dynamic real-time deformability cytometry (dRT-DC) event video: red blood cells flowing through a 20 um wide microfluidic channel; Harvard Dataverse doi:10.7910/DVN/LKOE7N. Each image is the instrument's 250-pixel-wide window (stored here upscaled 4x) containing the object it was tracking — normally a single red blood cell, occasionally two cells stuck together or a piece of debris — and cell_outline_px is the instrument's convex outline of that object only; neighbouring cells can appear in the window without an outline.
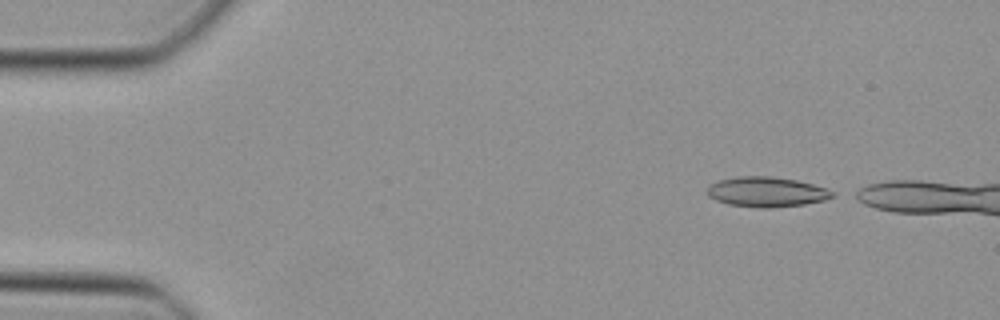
{"species": "Egyptian fruit bat (a non-hibernating species)", "species_latin": "Rousettus aegyptiacus", "temperature_condition": "cold", "stored_images_in_passage": 6, "camera_frame_rate_fps": 3000, "um_per_image_px": 0.085, "animal": {"sex": "female"}, "frame": {"image": 1, "passage_image": 2, "time_ms": 0.333, "image_size_px": [1000, 320], "cell_outline_px": [[836, 196], [824, 200], [804, 204], [768, 208], [760, 208], [728, 204], [716, 200], [708, 196], [704, 192], [708, 184], [720, 180], [736, 176], [772, 176], [796, 180], [812, 184], [836, 192]], "centroid_in_image_um": [65.12, 16.31], "position_along_channel_um": 19.9, "area_um2": 22.08}}